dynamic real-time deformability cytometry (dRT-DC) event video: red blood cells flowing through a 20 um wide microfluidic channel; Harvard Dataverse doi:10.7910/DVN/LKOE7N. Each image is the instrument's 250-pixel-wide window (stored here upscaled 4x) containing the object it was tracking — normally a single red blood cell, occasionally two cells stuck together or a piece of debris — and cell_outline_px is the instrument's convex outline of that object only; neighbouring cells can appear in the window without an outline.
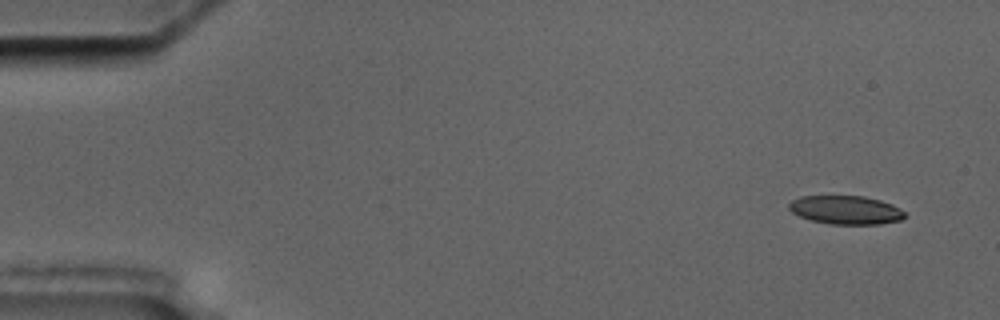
{"species": "common noctule bat (a hibernating species)", "species_latin": "Nyctalus noctula", "temperature_condition": "cold", "stored_images_in_passage": 4, "camera_frame_rate_fps": 3000, "um_per_image_px": 0.085, "animal": {"sex": "male", "body_mass_g": 17.5, "forearm_length_mm": 52.3}, "frame": {"image": 1, "passage_image": 1, "time_ms": 0.0, "image_size_px": [1000, 320], "cell_outline_px": [[908, 216], [900, 220], [880, 224], [828, 224], [812, 220], [800, 216], [792, 212], [788, 208], [788, 204], [792, 200], [800, 196], [864, 196], [880, 200], [892, 204], [900, 208]], "centroid_in_image_um": [71.91, 17.84], "position_along_channel_um": 13.1, "area_um2": 19.36}}
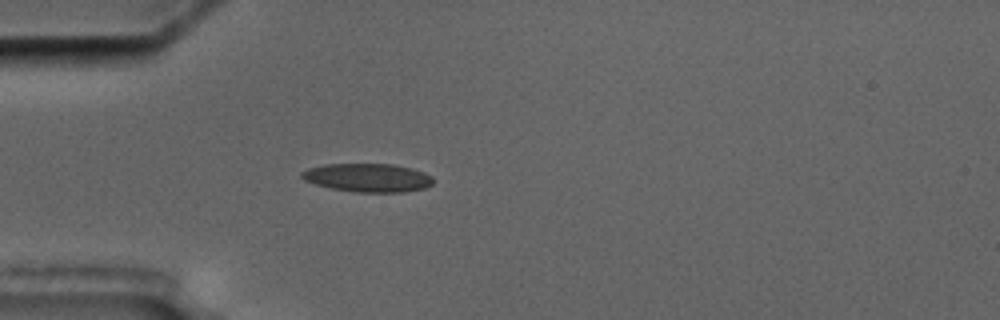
{"frame": {"image": 2, "passage_image": 4, "time_ms": 4.333, "image_size_px": [1000, 320], "cell_outline_px": [[432, 184], [424, 188], [404, 192], [356, 192], [332, 188], [316, 184], [304, 180], [300, 176], [300, 172], [308, 168], [324, 164], [392, 164], [412, 168], [424, 172], [432, 176]], "centroid_in_image_um": [31.25, 15.1], "position_along_channel_um": 53.7, "area_um2": 21.79}}